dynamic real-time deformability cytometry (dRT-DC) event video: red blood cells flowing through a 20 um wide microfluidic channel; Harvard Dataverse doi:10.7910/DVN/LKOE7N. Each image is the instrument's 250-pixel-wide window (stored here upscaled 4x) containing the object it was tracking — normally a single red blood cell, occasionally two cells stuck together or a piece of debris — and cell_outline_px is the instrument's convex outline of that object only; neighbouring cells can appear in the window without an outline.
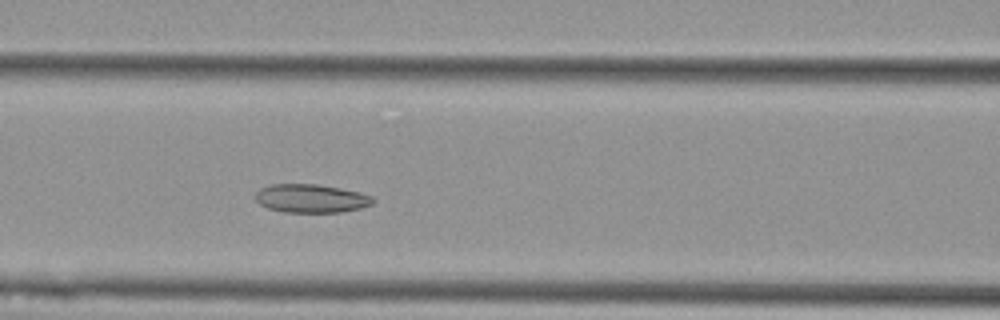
{"species": "Egyptian fruit bat (a non-hibernating species)", "species_latin": "Rousettus aegyptiacus", "temperature_condition": "cold", "stored_images_in_passage": 50, "segment_of_instrument_passage": [1, 2], "camera_frame_rate_fps": 3000, "um_per_image_px": 0.085, "animal": {"sex": "female"}, "frame": {"image": 1, "passage_image": 18, "time_ms": 5.667, "image_size_px": [1000, 320], "cell_outline_px": [[376, 200], [372, 204], [360, 208], [340, 212], [284, 212], [268, 208], [260, 204], [256, 200], [256, 192], [260, 188], [272, 184], [316, 184], [340, 188], [360, 192], [372, 196]], "centroid_in_image_um": [26.45, 16.86], "position_along_channel_um": 140.1, "area_um2": 19.48}}
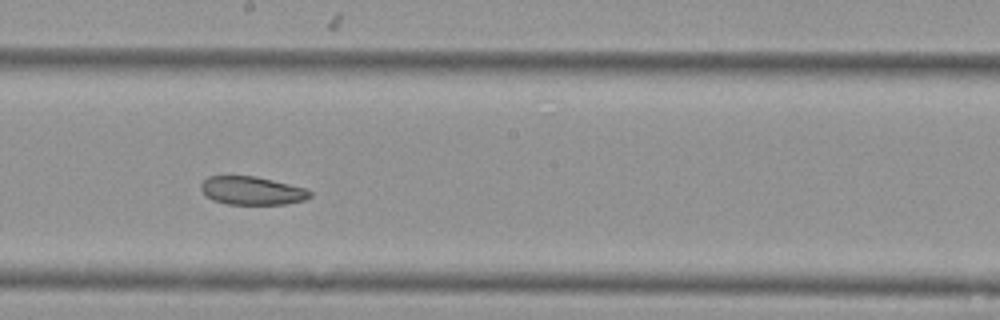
{"frame": {"image": 2, "passage_image": 25, "time_ms": 8.0, "image_size_px": [1000, 320], "cell_outline_px": [[312, 196], [304, 200], [288, 204], [228, 204], [212, 200], [204, 196], [200, 188], [200, 184], [208, 176], [256, 176], [304, 188], [312, 192]], "centroid_in_image_um": [21.38, 16.21], "position_along_channel_um": 226.8, "area_um2": 18.03}}
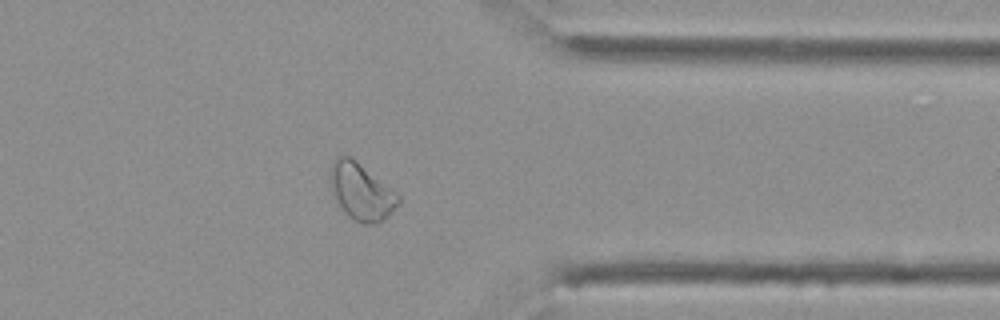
{"frame": {"image": 3, "passage_image": 38, "time_ms": 12.333, "image_size_px": [1000, 320], "cell_outline_px": [[400, 204], [384, 220], [376, 224], [360, 224], [348, 216], [340, 208], [332, 196], [328, 176], [332, 164], [336, 156], [340, 152], [352, 156], [396, 192], [400, 196]], "centroid_in_image_um": [30.67, 16.27], "position_along_channel_um": 380.7, "area_um2": 23.35}}